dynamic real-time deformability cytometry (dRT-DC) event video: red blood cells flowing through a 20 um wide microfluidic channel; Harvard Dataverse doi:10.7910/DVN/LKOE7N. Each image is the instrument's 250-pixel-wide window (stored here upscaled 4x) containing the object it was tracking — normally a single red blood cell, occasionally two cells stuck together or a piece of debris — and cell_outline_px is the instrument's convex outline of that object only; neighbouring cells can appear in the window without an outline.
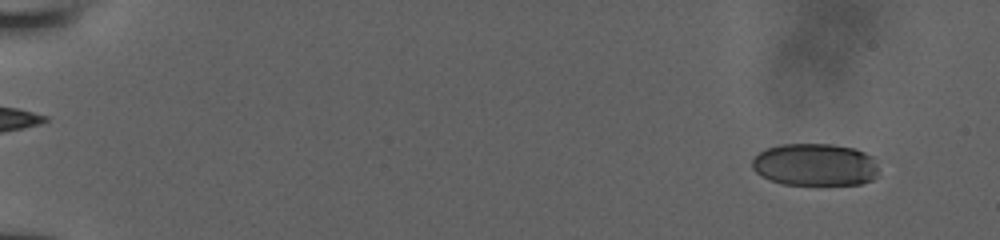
{"species": "human", "species_latin": "Homo sapiens", "temperature_condition": "room temperature", "stored_images_in_passage": 9, "camera_frame_rate_fps": 3000, "um_per_image_px": 0.085, "donor": {"sex": "male"}, "frame": {"image": 1, "passage_image": 2, "time_ms": 0.333, "image_size_px": [1000, 240], "cell_outline_px": [[876, 176], [872, 180], [860, 184], [784, 184], [760, 176], [752, 168], [752, 160], [764, 148], [780, 144], [832, 144], [856, 148], [872, 156], [876, 164]], "centroid_in_image_um": [69.26, 13.98], "position_along_channel_um": 15.7, "area_um2": 31.27}}
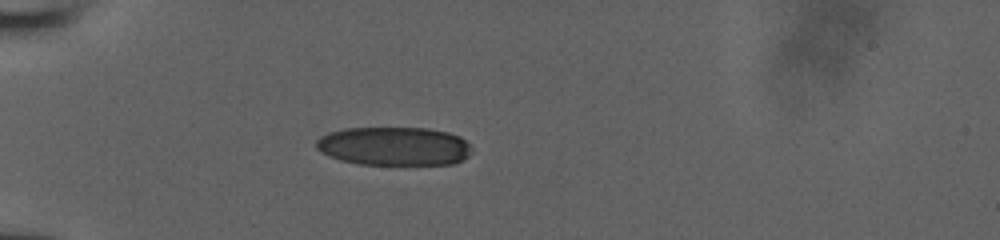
{"frame": {"image": 2, "passage_image": 7, "time_ms": 2.0, "image_size_px": [1000, 240], "cell_outline_px": [[468, 156], [452, 164], [360, 164], [340, 160], [328, 156], [316, 148], [316, 140], [320, 136], [328, 132], [344, 128], [428, 128], [448, 132], [460, 136], [468, 144]], "centroid_in_image_um": [33.43, 12.41], "position_along_channel_um": 51.6, "area_um2": 34.85}}
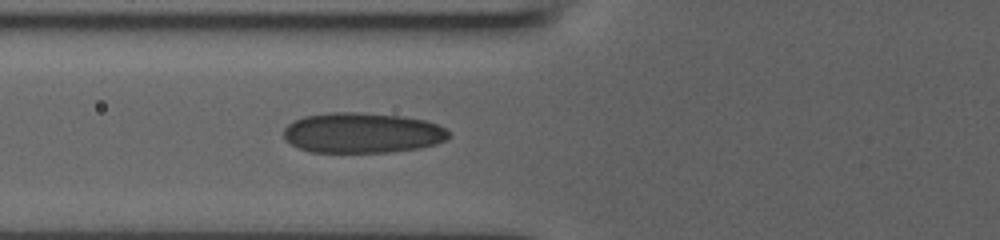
{"frame": {"image": 3, "passage_image": 9, "time_ms": 2.667, "image_size_px": [1000, 240], "cell_outline_px": [[452, 136], [448, 140], [436, 144], [420, 148], [392, 152], [312, 152], [300, 148], [284, 140], [284, 128], [292, 120], [304, 116], [332, 112], [360, 112], [400, 116], [424, 120], [436, 124], [444, 128]], "centroid_in_image_um": [30.79, 11.29], "position_along_channel_um": 95.0, "area_um2": 39.02}}